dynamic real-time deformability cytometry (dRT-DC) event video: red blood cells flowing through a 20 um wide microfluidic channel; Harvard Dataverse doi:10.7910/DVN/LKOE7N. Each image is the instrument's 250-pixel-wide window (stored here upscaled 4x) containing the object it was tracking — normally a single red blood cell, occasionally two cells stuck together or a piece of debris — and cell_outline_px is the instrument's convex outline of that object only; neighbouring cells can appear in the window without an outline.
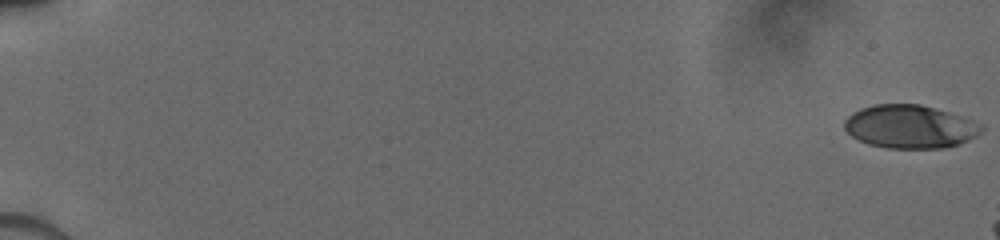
{"species": "human", "species_latin": "Homo sapiens", "temperature_condition": "cold", "stored_images_in_passage": 15, "camera_frame_rate_fps": 3000, "um_per_image_px": 0.085, "donor": {"sex": "male"}, "frame": {"image": 1, "passage_image": 1, "time_ms": 0.0, "image_size_px": [1000, 240], "cell_outline_px": [[984, 128], [976, 136], [968, 140], [944, 148], [888, 148], [868, 144], [852, 136], [844, 128], [844, 120], [852, 112], [860, 108], [872, 104], [920, 104], [948, 112], [984, 124]], "centroid_in_image_um": [77.33, 10.76], "position_along_channel_um": 7.7, "area_um2": 34.51}}